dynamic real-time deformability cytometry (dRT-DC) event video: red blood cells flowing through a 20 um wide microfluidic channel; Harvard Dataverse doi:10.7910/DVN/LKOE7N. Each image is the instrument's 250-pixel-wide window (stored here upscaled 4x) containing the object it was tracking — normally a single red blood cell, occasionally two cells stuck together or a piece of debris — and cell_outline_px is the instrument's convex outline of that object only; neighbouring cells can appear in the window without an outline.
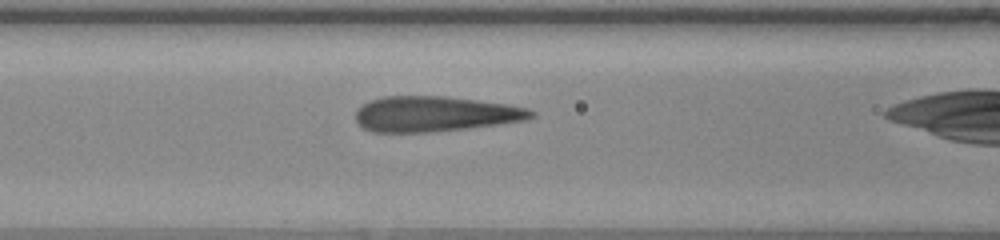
{"species": "human", "species_latin": "Homo sapiens", "temperature_condition": "warm", "stored_images_in_passage": 36, "camera_frame_rate_fps": 3000, "um_per_image_px": 0.085, "donor": {"sex": "female"}, "frame": {"image": 1, "passage_image": 16, "time_ms": 5.0, "image_size_px": [1000, 240], "cell_outline_px": [[536, 116], [528, 120], [500, 124], [432, 132], [372, 132], [364, 128], [356, 120], [356, 112], [368, 100], [384, 96], [444, 96], [476, 100], [504, 104], [528, 108], [536, 112]], "centroid_in_image_um": [37.0, 9.69], "position_along_channel_um": 129.6, "area_um2": 36.13}}
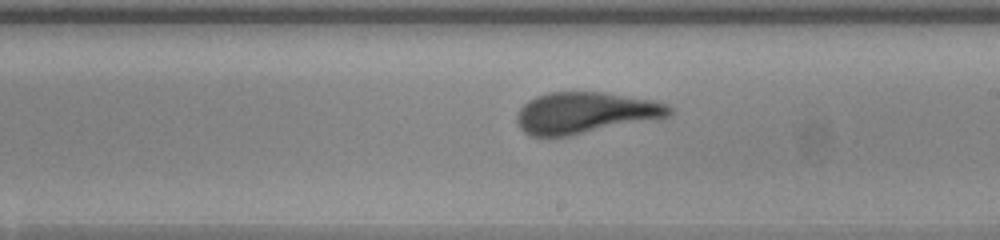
{"frame": {"image": 2, "passage_image": 24, "time_ms": 7.667, "image_size_px": [1000, 240], "cell_outline_px": [[672, 112], [668, 116], [572, 136], [548, 140], [528, 136], [520, 128], [516, 120], [516, 116], [520, 108], [528, 100], [536, 96], [548, 92], [604, 92], [656, 100], [668, 104], [672, 108]], "centroid_in_image_um": [49.68, 9.62], "position_along_channel_um": 239.3, "area_um2": 37.51}}
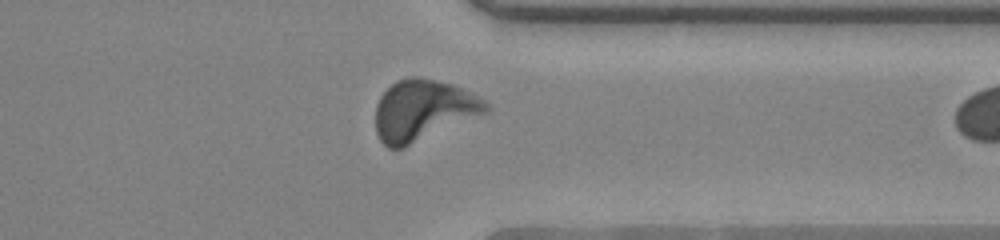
{"frame": {"image": 3, "passage_image": 34, "time_ms": 11.0, "image_size_px": [1000, 240], "cell_outline_px": [[492, 108], [484, 112], [404, 148], [388, 148], [380, 140], [376, 132], [376, 104], [380, 96], [396, 80], [408, 76], [420, 76], [452, 84], [484, 100]], "centroid_in_image_um": [35.9, 9.36], "position_along_channel_um": 375.5, "area_um2": 38.67}}